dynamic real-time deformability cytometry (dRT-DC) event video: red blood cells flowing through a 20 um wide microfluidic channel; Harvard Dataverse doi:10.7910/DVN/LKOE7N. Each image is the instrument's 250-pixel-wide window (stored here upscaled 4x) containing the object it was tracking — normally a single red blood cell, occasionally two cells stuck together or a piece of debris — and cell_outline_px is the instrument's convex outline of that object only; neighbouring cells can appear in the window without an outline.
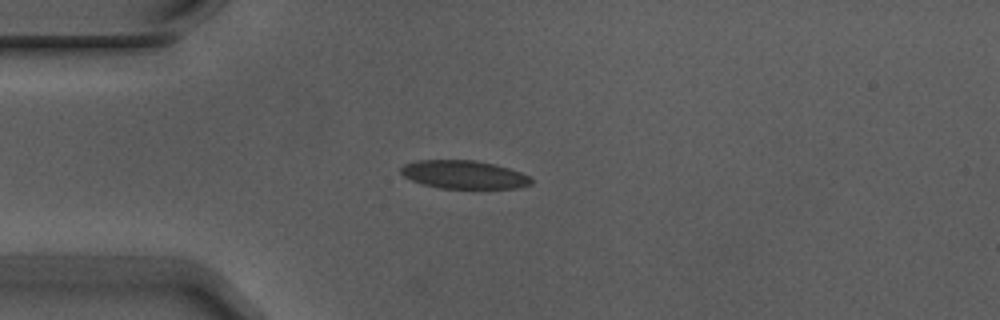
{"species": "Egyptian fruit bat (a non-hibernating species)", "species_latin": "Rousettus aegyptiacus", "temperature_condition": "warm", "stored_images_in_passage": 5, "camera_frame_rate_fps": 3000, "um_per_image_px": 0.085, "animal": {"sex": "male"}, "frame": {"image": 1, "passage_image": 3, "time_ms": 0.667, "image_size_px": [1000, 320], "cell_outline_px": [[532, 184], [520, 188], [440, 188], [420, 184], [404, 176], [400, 172], [400, 168], [404, 164], [416, 160], [476, 160], [508, 168], [532, 176]], "centroid_in_image_um": [39.43, 14.84], "position_along_channel_um": 45.6, "area_um2": 21.56}}
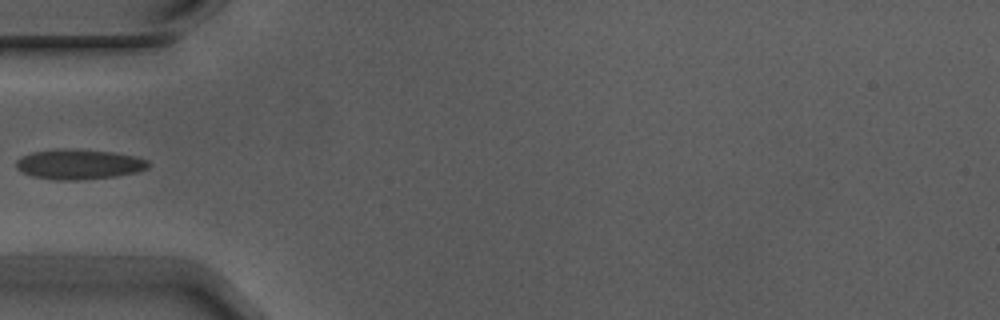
{"frame": {"image": 2, "passage_image": 4, "time_ms": 1.0, "image_size_px": [1000, 320], "cell_outline_px": [[152, 164], [148, 168], [136, 172], [116, 176], [76, 180], [56, 180], [32, 176], [16, 168], [16, 160], [32, 152], [60, 148], [68, 148], [112, 152], [132, 156], [148, 160]], "centroid_in_image_um": [6.72, 13.96], "position_along_channel_um": 78.3, "area_um2": 23.06}}
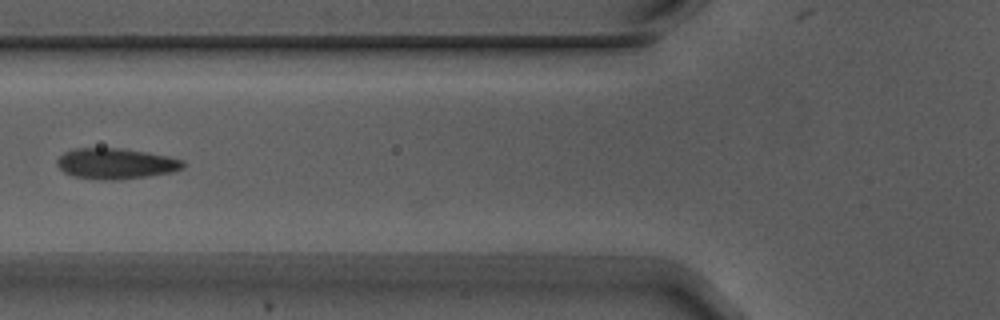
{"frame": {"image": 3, "passage_image": 5, "time_ms": 1.333, "image_size_px": [1000, 320], "cell_outline_px": [[184, 168], [172, 172], [148, 176], [120, 180], [104, 180], [72, 176], [64, 172], [56, 164], [56, 160], [64, 152], [76, 148], [120, 148], [168, 156], [184, 160]], "centroid_in_image_um": [9.84, 13.91], "position_along_channel_um": 116.0, "area_um2": 22.6}}